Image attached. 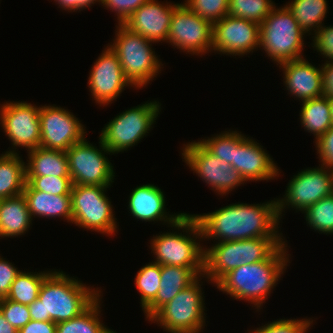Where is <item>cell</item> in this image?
Segmentation results:
<instances>
[{
	"label": "cell",
	"mask_w": 333,
	"mask_h": 333,
	"mask_svg": "<svg viewBox=\"0 0 333 333\" xmlns=\"http://www.w3.org/2000/svg\"><path fill=\"white\" fill-rule=\"evenodd\" d=\"M200 224L202 240L218 242L251 238H283L277 200L258 204L232 203L210 213L193 214Z\"/></svg>",
	"instance_id": "cell-1"
},
{
	"label": "cell",
	"mask_w": 333,
	"mask_h": 333,
	"mask_svg": "<svg viewBox=\"0 0 333 333\" xmlns=\"http://www.w3.org/2000/svg\"><path fill=\"white\" fill-rule=\"evenodd\" d=\"M82 281L52 271L40 287L38 298L28 305L31 320L56 324L73 319L84 312L102 293Z\"/></svg>",
	"instance_id": "cell-2"
},
{
	"label": "cell",
	"mask_w": 333,
	"mask_h": 333,
	"mask_svg": "<svg viewBox=\"0 0 333 333\" xmlns=\"http://www.w3.org/2000/svg\"><path fill=\"white\" fill-rule=\"evenodd\" d=\"M287 245L285 242L264 261L235 268L215 286L221 292L230 295L232 299L248 301L256 307V311H259L289 266Z\"/></svg>",
	"instance_id": "cell-3"
},
{
	"label": "cell",
	"mask_w": 333,
	"mask_h": 333,
	"mask_svg": "<svg viewBox=\"0 0 333 333\" xmlns=\"http://www.w3.org/2000/svg\"><path fill=\"white\" fill-rule=\"evenodd\" d=\"M169 227L172 229L174 227L177 231L181 229L183 234L173 231L153 235L150 241L151 253L153 252L154 258L156 257L153 262L160 265L204 269L205 248L200 244L202 230L196 217L193 214L184 213Z\"/></svg>",
	"instance_id": "cell-4"
},
{
	"label": "cell",
	"mask_w": 333,
	"mask_h": 333,
	"mask_svg": "<svg viewBox=\"0 0 333 333\" xmlns=\"http://www.w3.org/2000/svg\"><path fill=\"white\" fill-rule=\"evenodd\" d=\"M285 238H251L217 242L205 250L204 278L217 284L227 273L244 264L268 259Z\"/></svg>",
	"instance_id": "cell-5"
},
{
	"label": "cell",
	"mask_w": 333,
	"mask_h": 333,
	"mask_svg": "<svg viewBox=\"0 0 333 333\" xmlns=\"http://www.w3.org/2000/svg\"><path fill=\"white\" fill-rule=\"evenodd\" d=\"M116 29L115 39L109 46L117 54L122 71L132 87L142 88L154 80L163 68L152 49L155 42L131 32L123 24L116 25Z\"/></svg>",
	"instance_id": "cell-6"
},
{
	"label": "cell",
	"mask_w": 333,
	"mask_h": 333,
	"mask_svg": "<svg viewBox=\"0 0 333 333\" xmlns=\"http://www.w3.org/2000/svg\"><path fill=\"white\" fill-rule=\"evenodd\" d=\"M305 34L286 6H275L260 24L259 49L277 65L302 59Z\"/></svg>",
	"instance_id": "cell-7"
},
{
	"label": "cell",
	"mask_w": 333,
	"mask_h": 333,
	"mask_svg": "<svg viewBox=\"0 0 333 333\" xmlns=\"http://www.w3.org/2000/svg\"><path fill=\"white\" fill-rule=\"evenodd\" d=\"M161 111L159 101H150L117 114L104 126L99 138L113 154L128 150L151 131Z\"/></svg>",
	"instance_id": "cell-8"
},
{
	"label": "cell",
	"mask_w": 333,
	"mask_h": 333,
	"mask_svg": "<svg viewBox=\"0 0 333 333\" xmlns=\"http://www.w3.org/2000/svg\"><path fill=\"white\" fill-rule=\"evenodd\" d=\"M200 276L161 307L150 319L169 333H200L205 327V301Z\"/></svg>",
	"instance_id": "cell-9"
},
{
	"label": "cell",
	"mask_w": 333,
	"mask_h": 333,
	"mask_svg": "<svg viewBox=\"0 0 333 333\" xmlns=\"http://www.w3.org/2000/svg\"><path fill=\"white\" fill-rule=\"evenodd\" d=\"M110 186L72 185V223L76 226L114 236L117 218L105 191Z\"/></svg>",
	"instance_id": "cell-10"
},
{
	"label": "cell",
	"mask_w": 333,
	"mask_h": 333,
	"mask_svg": "<svg viewBox=\"0 0 333 333\" xmlns=\"http://www.w3.org/2000/svg\"><path fill=\"white\" fill-rule=\"evenodd\" d=\"M99 140V149L84 137L66 151L73 185L111 186L114 182V166L105 156L113 153Z\"/></svg>",
	"instance_id": "cell-11"
},
{
	"label": "cell",
	"mask_w": 333,
	"mask_h": 333,
	"mask_svg": "<svg viewBox=\"0 0 333 333\" xmlns=\"http://www.w3.org/2000/svg\"><path fill=\"white\" fill-rule=\"evenodd\" d=\"M181 149L183 161L217 194L223 196L245 180L231 164L213 155L200 141H191Z\"/></svg>",
	"instance_id": "cell-12"
},
{
	"label": "cell",
	"mask_w": 333,
	"mask_h": 333,
	"mask_svg": "<svg viewBox=\"0 0 333 333\" xmlns=\"http://www.w3.org/2000/svg\"><path fill=\"white\" fill-rule=\"evenodd\" d=\"M286 187L284 197L276 199L279 220L286 208L303 213L320 199L333 194V170L323 165L307 168L294 175Z\"/></svg>",
	"instance_id": "cell-13"
},
{
	"label": "cell",
	"mask_w": 333,
	"mask_h": 333,
	"mask_svg": "<svg viewBox=\"0 0 333 333\" xmlns=\"http://www.w3.org/2000/svg\"><path fill=\"white\" fill-rule=\"evenodd\" d=\"M167 43L191 55L212 51V24L194 14L185 4L177 3L171 17Z\"/></svg>",
	"instance_id": "cell-14"
},
{
	"label": "cell",
	"mask_w": 333,
	"mask_h": 333,
	"mask_svg": "<svg viewBox=\"0 0 333 333\" xmlns=\"http://www.w3.org/2000/svg\"><path fill=\"white\" fill-rule=\"evenodd\" d=\"M39 112L40 106L20 100L0 106V125L14 147L6 153H18L13 150L18 147H25L28 152L40 146Z\"/></svg>",
	"instance_id": "cell-15"
},
{
	"label": "cell",
	"mask_w": 333,
	"mask_h": 333,
	"mask_svg": "<svg viewBox=\"0 0 333 333\" xmlns=\"http://www.w3.org/2000/svg\"><path fill=\"white\" fill-rule=\"evenodd\" d=\"M40 146L66 152L86 135V127L70 111L56 105L40 106Z\"/></svg>",
	"instance_id": "cell-16"
},
{
	"label": "cell",
	"mask_w": 333,
	"mask_h": 333,
	"mask_svg": "<svg viewBox=\"0 0 333 333\" xmlns=\"http://www.w3.org/2000/svg\"><path fill=\"white\" fill-rule=\"evenodd\" d=\"M212 34V52L221 55L241 57L258 50L260 45V25L230 15L212 24Z\"/></svg>",
	"instance_id": "cell-17"
},
{
	"label": "cell",
	"mask_w": 333,
	"mask_h": 333,
	"mask_svg": "<svg viewBox=\"0 0 333 333\" xmlns=\"http://www.w3.org/2000/svg\"><path fill=\"white\" fill-rule=\"evenodd\" d=\"M87 85L95 103L103 107L112 104L126 87L132 86L122 71L117 54L109 45L94 62Z\"/></svg>",
	"instance_id": "cell-18"
},
{
	"label": "cell",
	"mask_w": 333,
	"mask_h": 333,
	"mask_svg": "<svg viewBox=\"0 0 333 333\" xmlns=\"http://www.w3.org/2000/svg\"><path fill=\"white\" fill-rule=\"evenodd\" d=\"M232 167L245 182L272 180L280 175L273 158L257 141L235 130V150Z\"/></svg>",
	"instance_id": "cell-19"
},
{
	"label": "cell",
	"mask_w": 333,
	"mask_h": 333,
	"mask_svg": "<svg viewBox=\"0 0 333 333\" xmlns=\"http://www.w3.org/2000/svg\"><path fill=\"white\" fill-rule=\"evenodd\" d=\"M176 5L177 3L167 1L165 4L157 0H148L134 11L123 25L131 32L155 43L167 42L171 17Z\"/></svg>",
	"instance_id": "cell-20"
},
{
	"label": "cell",
	"mask_w": 333,
	"mask_h": 333,
	"mask_svg": "<svg viewBox=\"0 0 333 333\" xmlns=\"http://www.w3.org/2000/svg\"><path fill=\"white\" fill-rule=\"evenodd\" d=\"M279 68L283 70V83L288 94L299 101L323 96L321 66L318 68L302 58L280 63Z\"/></svg>",
	"instance_id": "cell-21"
},
{
	"label": "cell",
	"mask_w": 333,
	"mask_h": 333,
	"mask_svg": "<svg viewBox=\"0 0 333 333\" xmlns=\"http://www.w3.org/2000/svg\"><path fill=\"white\" fill-rule=\"evenodd\" d=\"M164 192L154 184H144L132 189L128 209L135 219L145 222L163 221L173 225L184 213L167 214Z\"/></svg>",
	"instance_id": "cell-22"
},
{
	"label": "cell",
	"mask_w": 333,
	"mask_h": 333,
	"mask_svg": "<svg viewBox=\"0 0 333 333\" xmlns=\"http://www.w3.org/2000/svg\"><path fill=\"white\" fill-rule=\"evenodd\" d=\"M200 276L204 269L161 265L160 288L156 298L143 310L148 320L165 304L170 302L181 290L189 287Z\"/></svg>",
	"instance_id": "cell-23"
},
{
	"label": "cell",
	"mask_w": 333,
	"mask_h": 333,
	"mask_svg": "<svg viewBox=\"0 0 333 333\" xmlns=\"http://www.w3.org/2000/svg\"><path fill=\"white\" fill-rule=\"evenodd\" d=\"M23 195L26 198L31 218L63 217L72 223L71 195H52L42 191L34 190L27 182Z\"/></svg>",
	"instance_id": "cell-24"
},
{
	"label": "cell",
	"mask_w": 333,
	"mask_h": 333,
	"mask_svg": "<svg viewBox=\"0 0 333 333\" xmlns=\"http://www.w3.org/2000/svg\"><path fill=\"white\" fill-rule=\"evenodd\" d=\"M32 218L23 194L0 200V237H18L26 233Z\"/></svg>",
	"instance_id": "cell-25"
},
{
	"label": "cell",
	"mask_w": 333,
	"mask_h": 333,
	"mask_svg": "<svg viewBox=\"0 0 333 333\" xmlns=\"http://www.w3.org/2000/svg\"><path fill=\"white\" fill-rule=\"evenodd\" d=\"M27 153L26 177H70L66 152L39 146Z\"/></svg>",
	"instance_id": "cell-26"
},
{
	"label": "cell",
	"mask_w": 333,
	"mask_h": 333,
	"mask_svg": "<svg viewBox=\"0 0 333 333\" xmlns=\"http://www.w3.org/2000/svg\"><path fill=\"white\" fill-rule=\"evenodd\" d=\"M18 153L0 154V200L23 194L25 163Z\"/></svg>",
	"instance_id": "cell-27"
},
{
	"label": "cell",
	"mask_w": 333,
	"mask_h": 333,
	"mask_svg": "<svg viewBox=\"0 0 333 333\" xmlns=\"http://www.w3.org/2000/svg\"><path fill=\"white\" fill-rule=\"evenodd\" d=\"M299 114L301 126L314 135L315 141L333 126L330 102L326 96L302 101Z\"/></svg>",
	"instance_id": "cell-28"
},
{
	"label": "cell",
	"mask_w": 333,
	"mask_h": 333,
	"mask_svg": "<svg viewBox=\"0 0 333 333\" xmlns=\"http://www.w3.org/2000/svg\"><path fill=\"white\" fill-rule=\"evenodd\" d=\"M296 19L298 25L307 34L315 33L328 12L327 0H292L285 5Z\"/></svg>",
	"instance_id": "cell-29"
},
{
	"label": "cell",
	"mask_w": 333,
	"mask_h": 333,
	"mask_svg": "<svg viewBox=\"0 0 333 333\" xmlns=\"http://www.w3.org/2000/svg\"><path fill=\"white\" fill-rule=\"evenodd\" d=\"M100 295L84 312L56 325V333H104L108 327L101 319Z\"/></svg>",
	"instance_id": "cell-30"
},
{
	"label": "cell",
	"mask_w": 333,
	"mask_h": 333,
	"mask_svg": "<svg viewBox=\"0 0 333 333\" xmlns=\"http://www.w3.org/2000/svg\"><path fill=\"white\" fill-rule=\"evenodd\" d=\"M51 272V270L45 272L20 271L13 281L10 292L6 298L28 306L38 298L43 280Z\"/></svg>",
	"instance_id": "cell-31"
},
{
	"label": "cell",
	"mask_w": 333,
	"mask_h": 333,
	"mask_svg": "<svg viewBox=\"0 0 333 333\" xmlns=\"http://www.w3.org/2000/svg\"><path fill=\"white\" fill-rule=\"evenodd\" d=\"M161 265L150 262L140 268L135 278V286L140 293V304L144 310L155 298L160 288Z\"/></svg>",
	"instance_id": "cell-32"
},
{
	"label": "cell",
	"mask_w": 333,
	"mask_h": 333,
	"mask_svg": "<svg viewBox=\"0 0 333 333\" xmlns=\"http://www.w3.org/2000/svg\"><path fill=\"white\" fill-rule=\"evenodd\" d=\"M274 7L272 0H229L228 15L260 25Z\"/></svg>",
	"instance_id": "cell-33"
},
{
	"label": "cell",
	"mask_w": 333,
	"mask_h": 333,
	"mask_svg": "<svg viewBox=\"0 0 333 333\" xmlns=\"http://www.w3.org/2000/svg\"><path fill=\"white\" fill-rule=\"evenodd\" d=\"M303 213L311 229L321 234H333V194L320 199Z\"/></svg>",
	"instance_id": "cell-34"
},
{
	"label": "cell",
	"mask_w": 333,
	"mask_h": 333,
	"mask_svg": "<svg viewBox=\"0 0 333 333\" xmlns=\"http://www.w3.org/2000/svg\"><path fill=\"white\" fill-rule=\"evenodd\" d=\"M183 4L211 24L228 15L229 0H185Z\"/></svg>",
	"instance_id": "cell-35"
},
{
	"label": "cell",
	"mask_w": 333,
	"mask_h": 333,
	"mask_svg": "<svg viewBox=\"0 0 333 333\" xmlns=\"http://www.w3.org/2000/svg\"><path fill=\"white\" fill-rule=\"evenodd\" d=\"M213 155L226 163L233 162L235 150V131H224L213 137L199 140Z\"/></svg>",
	"instance_id": "cell-36"
},
{
	"label": "cell",
	"mask_w": 333,
	"mask_h": 333,
	"mask_svg": "<svg viewBox=\"0 0 333 333\" xmlns=\"http://www.w3.org/2000/svg\"><path fill=\"white\" fill-rule=\"evenodd\" d=\"M26 182L34 189L52 195H71L70 177L39 176L26 177Z\"/></svg>",
	"instance_id": "cell-37"
},
{
	"label": "cell",
	"mask_w": 333,
	"mask_h": 333,
	"mask_svg": "<svg viewBox=\"0 0 333 333\" xmlns=\"http://www.w3.org/2000/svg\"><path fill=\"white\" fill-rule=\"evenodd\" d=\"M313 324V319H277L264 326L257 327L249 333H306Z\"/></svg>",
	"instance_id": "cell-38"
},
{
	"label": "cell",
	"mask_w": 333,
	"mask_h": 333,
	"mask_svg": "<svg viewBox=\"0 0 333 333\" xmlns=\"http://www.w3.org/2000/svg\"><path fill=\"white\" fill-rule=\"evenodd\" d=\"M0 311L5 319L17 330L31 321L27 305L11 301L7 298L0 299Z\"/></svg>",
	"instance_id": "cell-39"
},
{
	"label": "cell",
	"mask_w": 333,
	"mask_h": 333,
	"mask_svg": "<svg viewBox=\"0 0 333 333\" xmlns=\"http://www.w3.org/2000/svg\"><path fill=\"white\" fill-rule=\"evenodd\" d=\"M312 47L317 50L326 62H333V26H321L314 34H312Z\"/></svg>",
	"instance_id": "cell-40"
},
{
	"label": "cell",
	"mask_w": 333,
	"mask_h": 333,
	"mask_svg": "<svg viewBox=\"0 0 333 333\" xmlns=\"http://www.w3.org/2000/svg\"><path fill=\"white\" fill-rule=\"evenodd\" d=\"M148 0H101L103 7L115 12L117 23L123 24L130 15Z\"/></svg>",
	"instance_id": "cell-41"
},
{
	"label": "cell",
	"mask_w": 333,
	"mask_h": 333,
	"mask_svg": "<svg viewBox=\"0 0 333 333\" xmlns=\"http://www.w3.org/2000/svg\"><path fill=\"white\" fill-rule=\"evenodd\" d=\"M319 162L333 170V126L315 141Z\"/></svg>",
	"instance_id": "cell-42"
},
{
	"label": "cell",
	"mask_w": 333,
	"mask_h": 333,
	"mask_svg": "<svg viewBox=\"0 0 333 333\" xmlns=\"http://www.w3.org/2000/svg\"><path fill=\"white\" fill-rule=\"evenodd\" d=\"M20 271L14 264L0 256V299L8 296L11 285Z\"/></svg>",
	"instance_id": "cell-43"
},
{
	"label": "cell",
	"mask_w": 333,
	"mask_h": 333,
	"mask_svg": "<svg viewBox=\"0 0 333 333\" xmlns=\"http://www.w3.org/2000/svg\"><path fill=\"white\" fill-rule=\"evenodd\" d=\"M56 323L53 321H29L18 333H56Z\"/></svg>",
	"instance_id": "cell-44"
},
{
	"label": "cell",
	"mask_w": 333,
	"mask_h": 333,
	"mask_svg": "<svg viewBox=\"0 0 333 333\" xmlns=\"http://www.w3.org/2000/svg\"><path fill=\"white\" fill-rule=\"evenodd\" d=\"M321 69L323 96L333 97V62H325Z\"/></svg>",
	"instance_id": "cell-45"
},
{
	"label": "cell",
	"mask_w": 333,
	"mask_h": 333,
	"mask_svg": "<svg viewBox=\"0 0 333 333\" xmlns=\"http://www.w3.org/2000/svg\"><path fill=\"white\" fill-rule=\"evenodd\" d=\"M0 333H18V330L13 327L0 311Z\"/></svg>",
	"instance_id": "cell-46"
},
{
	"label": "cell",
	"mask_w": 333,
	"mask_h": 333,
	"mask_svg": "<svg viewBox=\"0 0 333 333\" xmlns=\"http://www.w3.org/2000/svg\"><path fill=\"white\" fill-rule=\"evenodd\" d=\"M54 2L59 5L62 10L76 12V0H54Z\"/></svg>",
	"instance_id": "cell-47"
},
{
	"label": "cell",
	"mask_w": 333,
	"mask_h": 333,
	"mask_svg": "<svg viewBox=\"0 0 333 333\" xmlns=\"http://www.w3.org/2000/svg\"><path fill=\"white\" fill-rule=\"evenodd\" d=\"M96 2L101 4V0H76V12L78 10H84L85 8L87 9L92 6L91 4H95Z\"/></svg>",
	"instance_id": "cell-48"
},
{
	"label": "cell",
	"mask_w": 333,
	"mask_h": 333,
	"mask_svg": "<svg viewBox=\"0 0 333 333\" xmlns=\"http://www.w3.org/2000/svg\"><path fill=\"white\" fill-rule=\"evenodd\" d=\"M330 102L331 117L333 121V97H328Z\"/></svg>",
	"instance_id": "cell-49"
},
{
	"label": "cell",
	"mask_w": 333,
	"mask_h": 333,
	"mask_svg": "<svg viewBox=\"0 0 333 333\" xmlns=\"http://www.w3.org/2000/svg\"><path fill=\"white\" fill-rule=\"evenodd\" d=\"M104 333H117L115 331H112L110 328H107L106 331Z\"/></svg>",
	"instance_id": "cell-50"
}]
</instances>
